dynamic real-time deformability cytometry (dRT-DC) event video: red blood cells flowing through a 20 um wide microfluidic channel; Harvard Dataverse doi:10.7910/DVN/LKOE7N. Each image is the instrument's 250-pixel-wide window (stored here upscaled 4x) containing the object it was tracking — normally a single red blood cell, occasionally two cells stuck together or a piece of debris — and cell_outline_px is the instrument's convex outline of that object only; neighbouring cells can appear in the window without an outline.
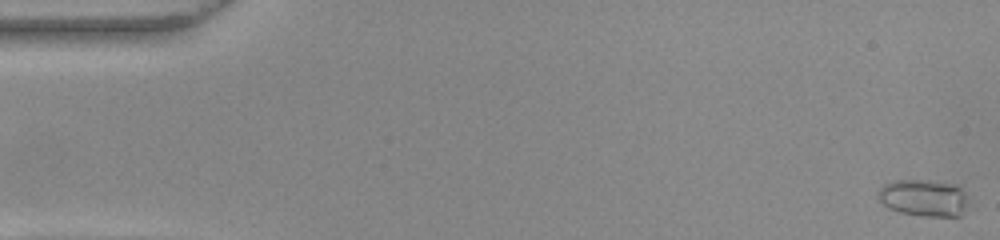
{"species": "common noctule bat (a hibernating species)", "species_latin": "Nyctalus noctula", "temperature_condition": "warm", "stored_images_in_passage": 53, "camera_frame_rate_fps": 3000, "um_per_image_px": 0.085, "animal": {"sex": "female", "body_mass_g": 22.0, "forearm_length_mm": 56.7}, "frame": {"image": 1, "passage_image": 1, "time_ms": 0.0, "image_size_px": [1000, 240], "cell_outline_px": [[968, 200], [960, 216], [924, 216], [900, 212], [888, 208], [876, 196], [876, 192], [884, 184], [896, 180], [928, 180], [960, 184], [968, 196]], "centroid_in_image_um": [78.53, 16.79], "position_along_channel_um": 6.5, "area_um2": 19.71}}
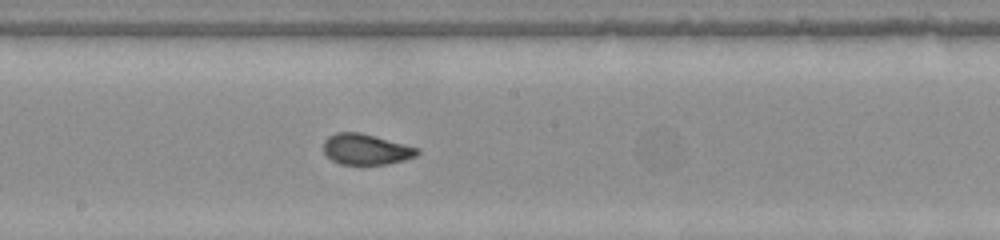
{"frame": {"image": 2, "passage_image": 29, "time_ms": 9.333, "image_size_px": [1000, 240], "cell_outline_px": [[420, 152], [416, 156], [404, 160], [388, 164], [340, 164], [332, 160], [324, 152], [324, 140], [328, 136], [336, 132], [360, 132], [420, 148]], "centroid_in_image_um": [31.12, 12.68], "position_along_channel_um": 217.1, "area_um2": 16.82}}
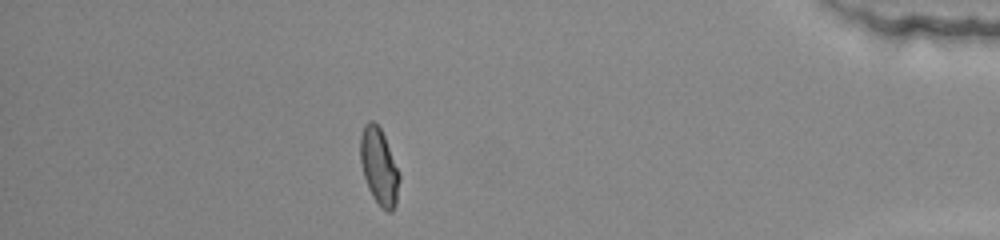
{"frame": {"image": 3, "passage_image": 47, "time_ms": 15.333, "image_size_px": [1000, 240], "cell_outline_px": [[400, 180], [396, 204], [392, 212], [388, 212], [380, 208], [372, 196], [368, 188], [360, 164], [360, 136], [364, 124], [368, 120], [372, 120], [380, 128], [384, 136], [400, 176]], "centroid_in_image_um": [32.2, 14.19], "position_along_channel_um": 403.0, "area_um2": 17.46}}